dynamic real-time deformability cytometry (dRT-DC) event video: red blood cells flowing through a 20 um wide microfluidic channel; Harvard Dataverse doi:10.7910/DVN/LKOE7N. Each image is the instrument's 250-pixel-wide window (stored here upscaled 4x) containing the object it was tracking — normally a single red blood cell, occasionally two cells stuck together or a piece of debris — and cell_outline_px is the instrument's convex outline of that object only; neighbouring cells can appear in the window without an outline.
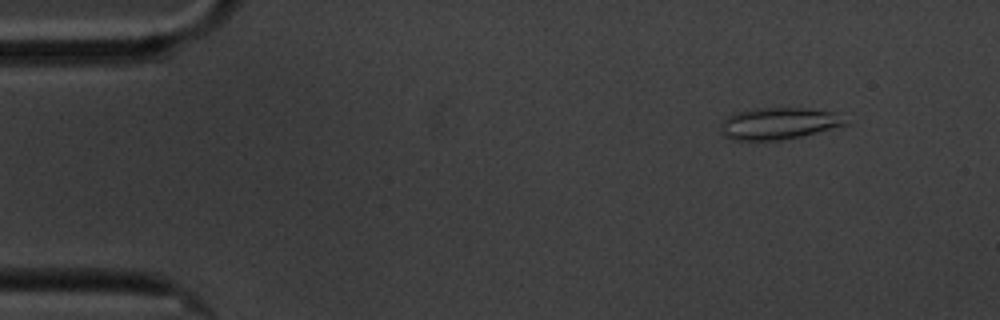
{"species": "common noctule bat (a hibernating species)", "species_latin": "Nyctalus noctula", "temperature_condition": "cold", "stored_images_in_passage": 4, "camera_frame_rate_fps": 3000, "um_per_image_px": 0.085, "animal": {"sex": "male", "body_mass_g": 20.1, "forearm_length_mm": 53.5}, "frame": {"image": 1, "passage_image": 2, "time_ms": 1.333, "image_size_px": [1000, 320], "cell_outline_px": [[852, 124], [800, 136], [780, 140], [732, 140], [724, 136], [720, 132], [724, 120], [728, 116], [736, 112], [752, 108], [808, 108], [832, 112]], "centroid_in_image_um": [66.18, 10.49], "position_along_channel_um": 18.8, "area_um2": 23.0}}